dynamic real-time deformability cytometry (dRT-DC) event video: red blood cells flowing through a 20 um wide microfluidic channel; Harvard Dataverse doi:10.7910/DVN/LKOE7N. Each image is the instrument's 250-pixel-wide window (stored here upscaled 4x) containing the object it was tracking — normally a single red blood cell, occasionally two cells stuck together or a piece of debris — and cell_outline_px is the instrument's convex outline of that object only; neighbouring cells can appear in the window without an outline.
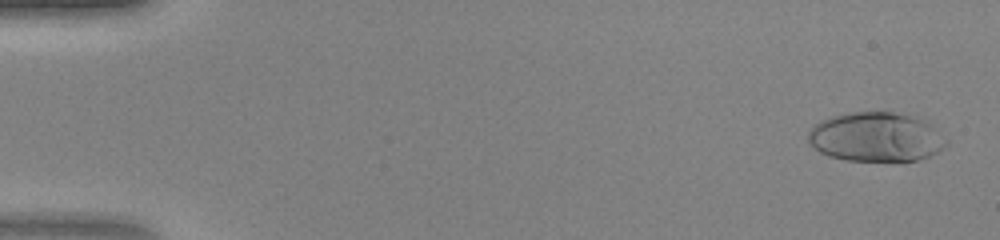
{"species": "human", "species_latin": "Homo sapiens", "temperature_condition": "warm", "stored_images_in_passage": 47, "camera_frame_rate_fps": 3000, "um_per_image_px": 0.085, "donor": {"sex": "female"}, "frame": {"image": 1, "passage_image": 2, "time_ms": 0.333, "image_size_px": [1000, 240], "cell_outline_px": [[948, 144], [944, 148], [920, 160], [848, 160], [828, 156], [820, 152], [808, 140], [808, 132], [812, 124], [832, 116], [852, 112], [892, 112], [912, 116], [928, 120], [948, 140]], "centroid_in_image_um": [74.49, 11.63], "position_along_channel_um": 10.5, "area_um2": 39.77}}
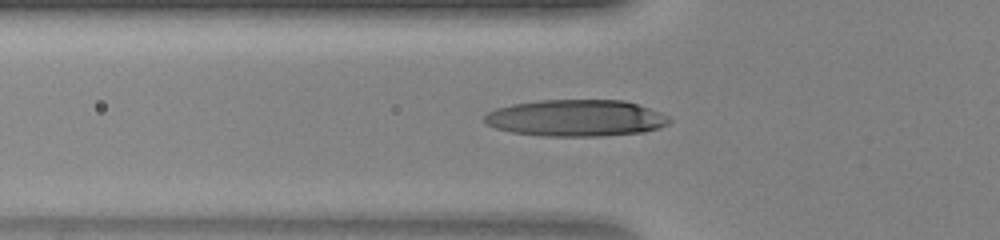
{"frame": {"image": 2, "passage_image": 17, "time_ms": 5.333, "image_size_px": [1000, 240], "cell_outline_px": [[672, 120], [668, 124], [660, 128], [644, 132], [600, 136], [540, 136], [512, 132], [496, 128], [488, 124], [484, 120], [484, 116], [488, 112], [496, 108], [512, 104], [540, 100], [624, 100], [660, 112], [668, 116]], "centroid_in_image_um": [48.97, 10.04], "position_along_channel_um": 76.8, "area_um2": 39.54}}
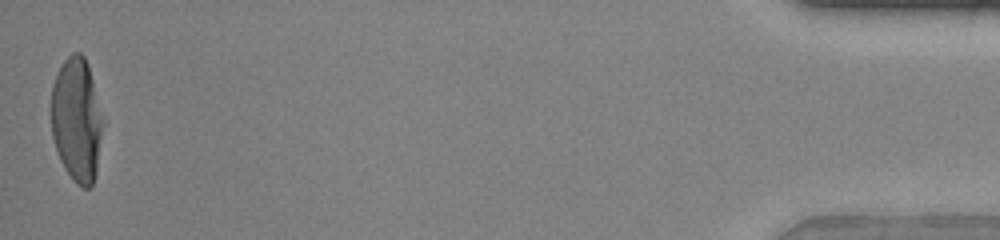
{"frame": {"image": 3, "passage_image": 47, "time_ms": 15.333, "image_size_px": [1000, 240], "cell_outline_px": [[104, 124], [96, 172], [92, 184], [88, 188], [84, 188], [76, 184], [72, 180], [64, 168], [60, 160], [52, 136], [52, 84], [64, 60], [72, 52], [80, 52], [84, 56], [88, 64], [104, 120]], "centroid_in_image_um": [6.54, 10.19], "position_along_channel_um": 428.7, "area_um2": 37.45}}